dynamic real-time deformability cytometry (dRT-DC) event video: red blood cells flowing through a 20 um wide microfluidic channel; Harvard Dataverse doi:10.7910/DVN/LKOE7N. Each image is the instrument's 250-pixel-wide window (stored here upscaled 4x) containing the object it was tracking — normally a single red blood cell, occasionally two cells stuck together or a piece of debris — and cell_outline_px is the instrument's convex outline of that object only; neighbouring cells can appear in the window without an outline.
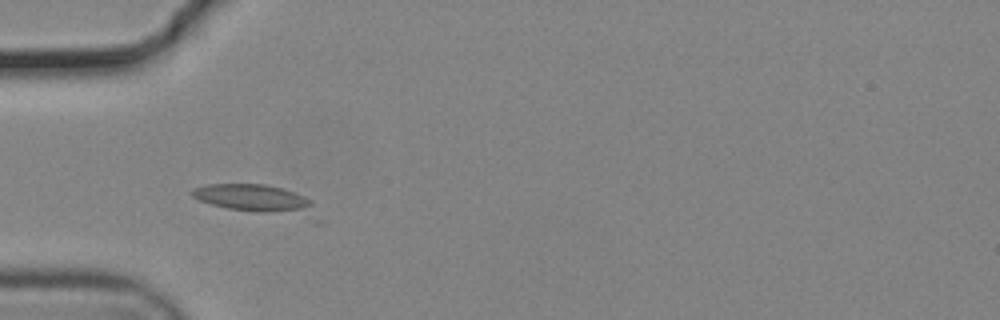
{"species": "common noctule bat (a hibernating species)", "species_latin": "Nyctalus noctula", "temperature_condition": "cold", "stored_images_in_passage": 4, "camera_frame_rate_fps": 3000, "um_per_image_px": 0.085, "animal": {"sex": "male", "body_mass_g": 19.2, "forearm_length_mm": 51.8}, "frame": {"image": 1, "passage_image": 1, "time_ms": 0.0, "image_size_px": [1000, 320], "cell_outline_px": [[312, 204], [308, 208], [264, 212], [260, 212], [228, 208], [212, 204], [200, 200], [192, 196], [188, 192], [192, 188], [208, 184], [264, 184], [280, 188], [304, 196], [312, 200]], "centroid_in_image_um": [21.3, 16.77], "position_along_channel_um": 63.7, "area_um2": 18.09}}